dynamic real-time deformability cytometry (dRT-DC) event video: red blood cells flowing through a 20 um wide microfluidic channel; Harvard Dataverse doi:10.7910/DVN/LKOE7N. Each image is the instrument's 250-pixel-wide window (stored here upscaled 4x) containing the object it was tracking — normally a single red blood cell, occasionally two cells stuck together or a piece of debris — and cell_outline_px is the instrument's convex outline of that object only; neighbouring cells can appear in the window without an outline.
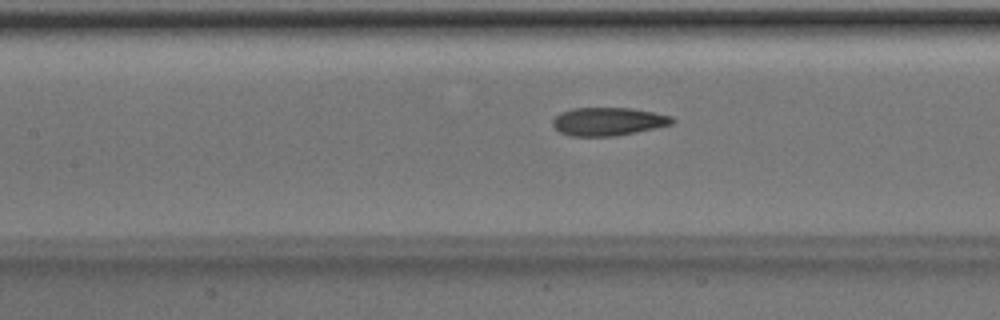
{"species": "Egyptian fruit bat (a non-hibernating species)", "species_latin": "Rousettus aegyptiacus", "temperature_condition": "room temperature", "stored_images_in_passage": 51, "camera_frame_rate_fps": 3000, "um_per_image_px": 0.085, "animal": {"sex": "male"}, "frame": {"image": 1, "passage_image": 23, "time_ms": 7.333, "image_size_px": [1000, 320], "cell_outline_px": [[676, 120], [672, 124], [656, 128], [616, 136], [572, 136], [560, 132], [552, 124], [552, 120], [560, 112], [572, 108], [632, 108], [672, 116]], "centroid_in_image_um": [51.7, 10.32], "position_along_channel_um": 155.7, "area_um2": 19.65}}
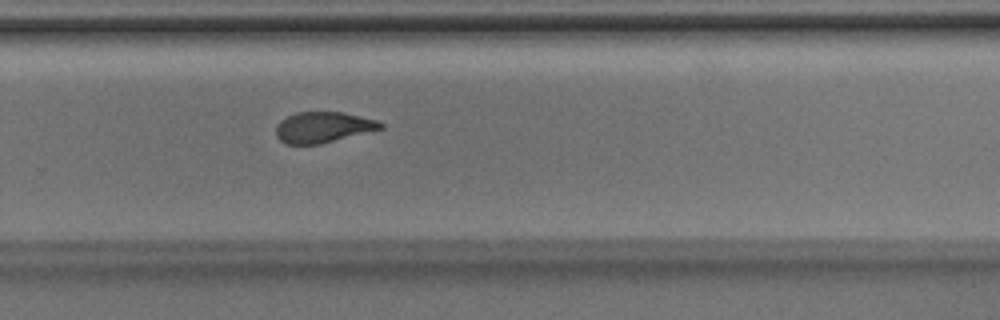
{"frame": {"image": 2, "passage_image": 34, "time_ms": 11.0, "image_size_px": [1000, 320], "cell_outline_px": [[384, 128], [320, 144], [288, 144], [280, 140], [276, 136], [276, 124], [280, 120], [296, 112], [344, 112], [380, 120], [384, 124]], "centroid_in_image_um": [27.49, 10.8], "position_along_channel_um": 302.3, "area_um2": 18.9}}
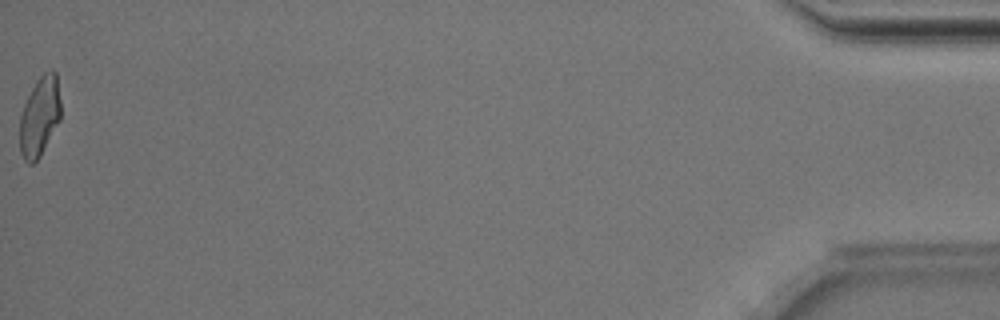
{"frame": {"image": 3, "passage_image": 51, "time_ms": 16.667, "image_size_px": [1000, 320], "cell_outline_px": [[60, 120], [40, 156], [32, 164], [28, 164], [24, 160], [20, 152], [20, 116], [24, 104], [36, 80], [44, 72], [52, 68], [56, 72], [60, 100]], "centroid_in_image_um": [3.37, 9.89], "position_along_channel_um": 431.8, "area_um2": 19.02}, "authors_computed_cell_mechanics": {"area_um2": 19.8832, "velocity_mm_per_s": 4.0164, "shape_relaxation_time_tau1_ms": 4.255, "shape_relaxation_time_tau2_ms": 1.7542, "deformation_change_tau1": 0.161, "deformation_change_tau2": 0.0936}}